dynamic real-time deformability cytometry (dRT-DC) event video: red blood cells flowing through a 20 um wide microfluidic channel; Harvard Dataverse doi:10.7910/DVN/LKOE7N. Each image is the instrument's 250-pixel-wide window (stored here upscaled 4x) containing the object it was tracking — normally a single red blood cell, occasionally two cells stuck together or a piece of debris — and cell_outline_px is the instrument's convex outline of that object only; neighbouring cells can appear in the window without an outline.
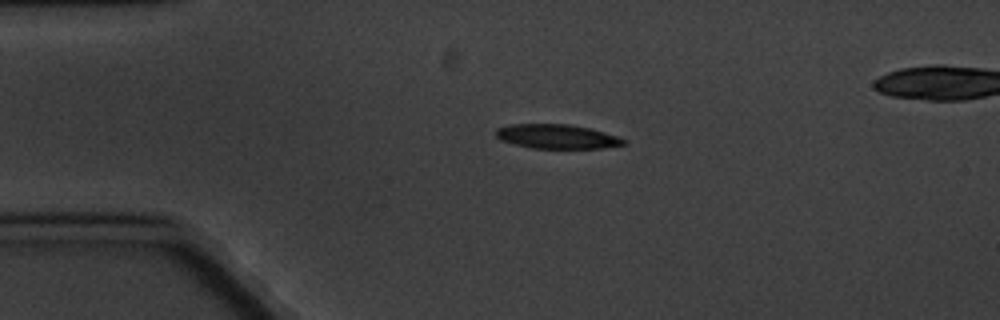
{"species": "common noctule bat (a hibernating species)", "species_latin": "Nyctalus noctula", "temperature_condition": "cold", "stored_images_in_passage": 5, "camera_frame_rate_fps": 3000, "um_per_image_px": 0.085, "animal": {"sex": "male", "body_mass_g": 20.1, "forearm_length_mm": 53.5}, "frame": {"image": 1, "passage_image": 3, "time_ms": 2.333, "image_size_px": [1000, 320], "cell_outline_px": [[628, 144], [600, 148], [532, 148], [500, 140], [496, 136], [496, 128], [512, 124], [572, 124], [604, 132], [628, 140]], "centroid_in_image_um": [47.36, 11.6], "position_along_channel_um": 37.6, "area_um2": 18.03}}